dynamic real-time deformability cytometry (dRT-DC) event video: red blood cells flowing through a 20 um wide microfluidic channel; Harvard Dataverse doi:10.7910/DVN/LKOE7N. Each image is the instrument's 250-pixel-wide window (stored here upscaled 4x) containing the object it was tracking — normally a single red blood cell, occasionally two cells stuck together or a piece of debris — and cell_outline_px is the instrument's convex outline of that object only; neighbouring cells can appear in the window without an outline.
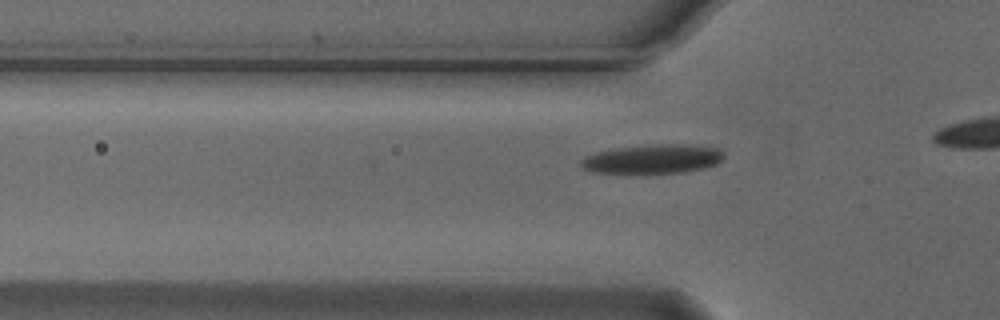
{"species": "Egyptian fruit bat (a non-hibernating species)", "species_latin": "Rousettus aegyptiacus", "temperature_condition": "cold", "stored_images_in_passage": 8, "camera_frame_rate_fps": 3000, "um_per_image_px": 0.085, "animal": {"sex": "male"}, "frame": {"image": 1, "passage_image": 2, "time_ms": 0.333, "image_size_px": [1000, 320], "cell_outline_px": [[724, 156], [716, 164], [704, 168], [684, 172], [648, 176], [640, 176], [588, 172], [580, 168], [580, 160], [584, 156], [596, 152], [616, 148], [652, 144], [688, 144], [720, 148], [724, 152]], "centroid_in_image_um": [55.4, 13.57], "position_along_channel_um": 70.4, "area_um2": 25.72}}
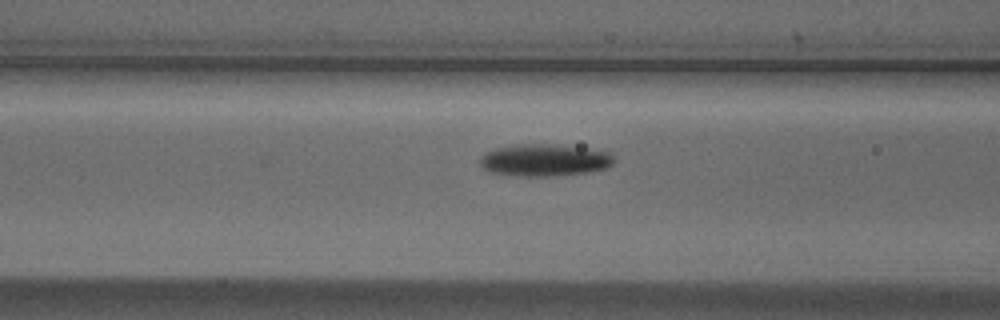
{"frame": {"image": 2, "passage_image": 6, "time_ms": 1.667, "image_size_px": [1000, 320], "cell_outline_px": [[612, 164], [604, 168], [588, 172], [552, 176], [520, 176], [488, 172], [480, 164], [480, 160], [484, 152], [496, 148], [516, 144], [556, 144], [608, 152], [612, 156]], "centroid_in_image_um": [46.21, 13.61], "position_along_channel_um": 120.4, "area_um2": 24.85}}